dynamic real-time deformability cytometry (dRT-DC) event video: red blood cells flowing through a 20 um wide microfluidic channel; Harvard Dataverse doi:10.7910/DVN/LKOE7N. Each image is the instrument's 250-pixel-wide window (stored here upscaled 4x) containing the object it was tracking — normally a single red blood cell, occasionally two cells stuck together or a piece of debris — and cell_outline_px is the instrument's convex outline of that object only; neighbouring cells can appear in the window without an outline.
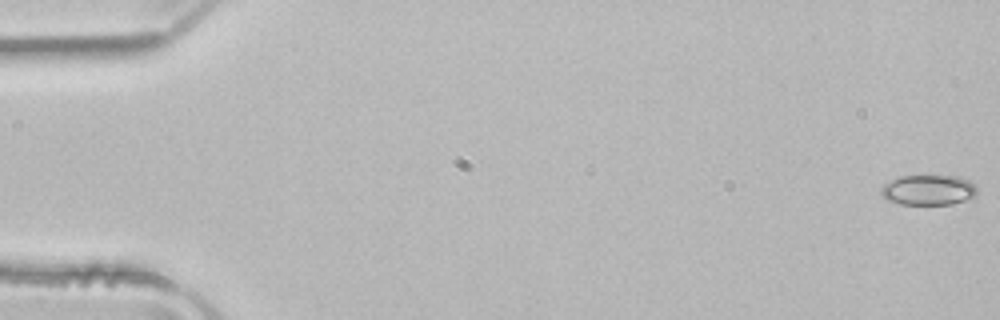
{"species": "common noctule bat (a hibernating species)", "species_latin": "Nyctalus noctula", "temperature_condition": "room temperature", "stored_images_in_passage": 51, "camera_frame_rate_fps": 3000, "um_per_image_px": 0.085, "animal": {"sex": "male", "body_mass_g": 21.5, "forearm_length_mm": 52.0}, "frame": {"image": 1, "passage_image": 1, "time_ms": 0.0, "image_size_px": [1000, 320], "cell_outline_px": [[976, 196], [952, 204], [900, 204], [888, 200], [880, 192], [880, 188], [884, 184], [900, 176], [960, 176], [968, 180], [976, 188]], "centroid_in_image_um": [78.91, 16.15], "position_along_channel_um": 6.1, "area_um2": 16.76}}
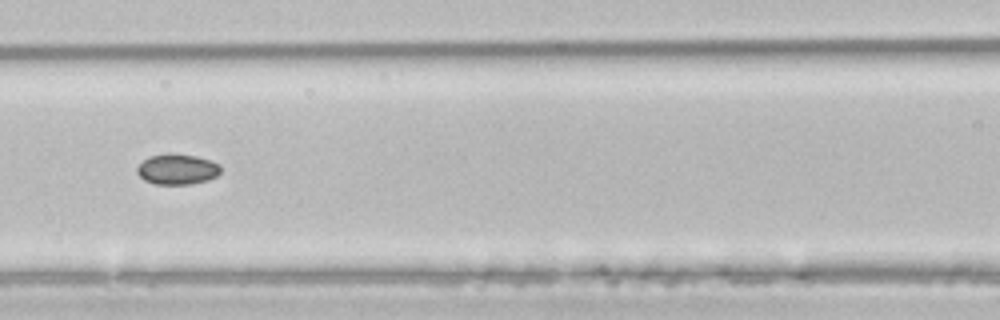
{"frame": {"image": 2, "passage_image": 23, "time_ms": 7.333, "image_size_px": [1000, 320], "cell_outline_px": [[220, 172], [216, 176], [208, 180], [188, 184], [156, 184], [144, 180], [136, 172], [136, 168], [148, 156], [168, 152], [196, 156], [208, 160], [216, 164], [220, 168]], "centroid_in_image_um": [15.01, 14.37], "position_along_channel_um": 151.6, "area_um2": 14.8}}
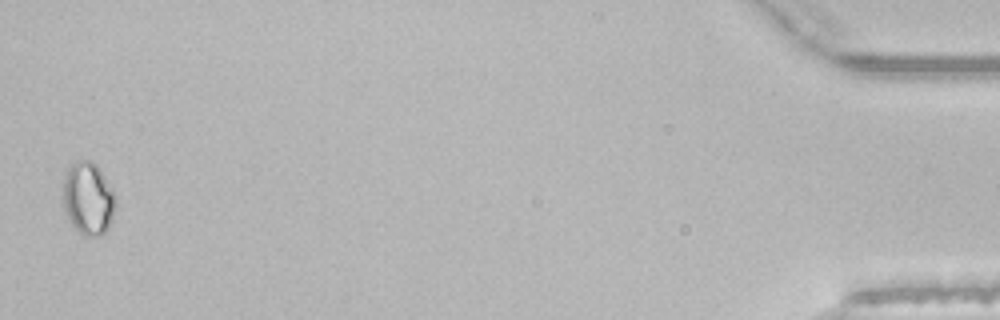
{"frame": {"image": 3, "passage_image": 51, "time_ms": 16.667, "image_size_px": [1000, 320], "cell_outline_px": [[116, 204], [108, 228], [100, 236], [84, 236], [72, 224], [64, 212], [60, 200], [64, 180], [68, 168], [76, 160], [92, 160], [96, 164], [116, 196]], "centroid_in_image_um": [7.45, 16.87], "position_along_channel_um": 427.7, "area_um2": 22.48}}